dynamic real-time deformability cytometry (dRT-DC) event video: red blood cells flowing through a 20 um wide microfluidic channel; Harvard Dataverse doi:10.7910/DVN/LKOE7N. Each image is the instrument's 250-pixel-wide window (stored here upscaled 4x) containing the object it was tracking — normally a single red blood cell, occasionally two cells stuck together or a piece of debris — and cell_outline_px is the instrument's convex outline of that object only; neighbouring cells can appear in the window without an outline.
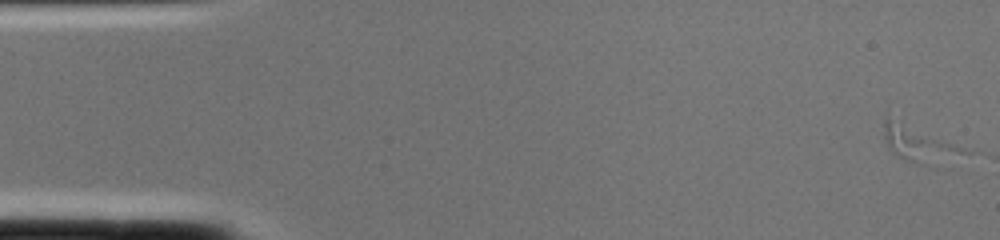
{"species": "common noctule bat (a hibernating species)", "species_latin": "Nyctalus noctula", "temperature_condition": "cold", "stored_images_in_passage": 2, "segment_of_instrument_passage": [1, 2], "camera_frame_rate_fps": 3000, "um_per_image_px": 0.085, "animal": {"sex": "female", "body_mass_g": 22.0, "forearm_length_mm": 56.7}, "frame": {"image": 1, "passage_image": 1, "time_ms": 0.0, "image_size_px": [1000, 240], "cell_outline_px": [[980, 152], [924, 164], [916, 164], [904, 160], [896, 156], [892, 152], [884, 136], [884, 120], [888, 116]], "centroid_in_image_um": [78.22, 12.22], "position_along_channel_um": 6.8, "area_um2": 16.88}}